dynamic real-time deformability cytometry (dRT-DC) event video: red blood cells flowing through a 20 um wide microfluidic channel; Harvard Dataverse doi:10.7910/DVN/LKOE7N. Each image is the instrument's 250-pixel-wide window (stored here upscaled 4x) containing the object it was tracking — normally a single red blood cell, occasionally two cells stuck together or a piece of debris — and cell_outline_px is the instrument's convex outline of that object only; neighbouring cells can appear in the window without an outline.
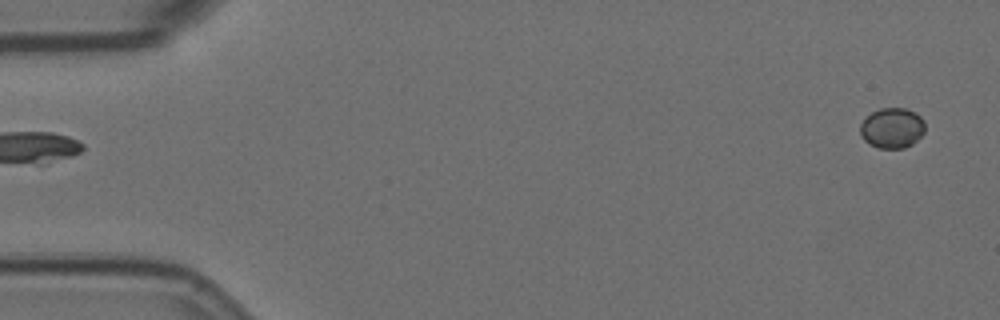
{"species": "Egyptian fruit bat (a non-hibernating species)", "species_latin": "Rousettus aegyptiacus", "temperature_condition": "room temperature", "stored_images_in_passage": 5, "segment_of_instrument_passage": [2, 2], "camera_frame_rate_fps": 3000, "um_per_image_px": 0.085, "animal": {"sex": "female"}, "frame": {"image": 1, "passage_image": 5, "time_ms": 1.333, "image_size_px": [1000, 320], "cell_outline_px": [[924, 132], [912, 144], [904, 148], [880, 148], [868, 144], [860, 136], [860, 124], [872, 112], [880, 108], [904, 108], [916, 112], [924, 120]], "centroid_in_image_um": [75.82, 10.88], "position_along_channel_um": 9.2, "area_um2": 15.26}}